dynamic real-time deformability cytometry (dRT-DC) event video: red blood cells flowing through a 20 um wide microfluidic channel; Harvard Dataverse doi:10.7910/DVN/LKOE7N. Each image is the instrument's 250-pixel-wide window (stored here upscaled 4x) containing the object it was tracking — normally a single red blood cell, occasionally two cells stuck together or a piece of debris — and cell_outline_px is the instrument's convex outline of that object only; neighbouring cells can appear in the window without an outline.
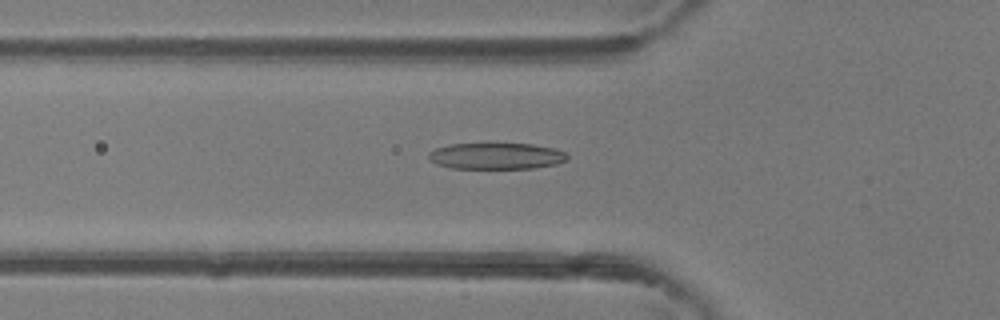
{"species": "common noctule bat (a hibernating species)", "species_latin": "Nyctalus noctula", "temperature_condition": "room temperature", "stored_images_in_passage": 35, "camera_frame_rate_fps": 3000, "um_per_image_px": 0.085, "animal": {"sex": "female"}, "frame": {"image": 1, "passage_image": 3, "time_ms": 0.667, "image_size_px": [1000, 320], "cell_outline_px": [[568, 160], [556, 164], [532, 168], [452, 168], [436, 164], [428, 156], [428, 152], [436, 148], [448, 144], [488, 140], [532, 144], [556, 148], [564, 152], [568, 156]], "centroid_in_image_um": [42.17, 13.2], "position_along_channel_um": 83.6, "area_um2": 22.43}}
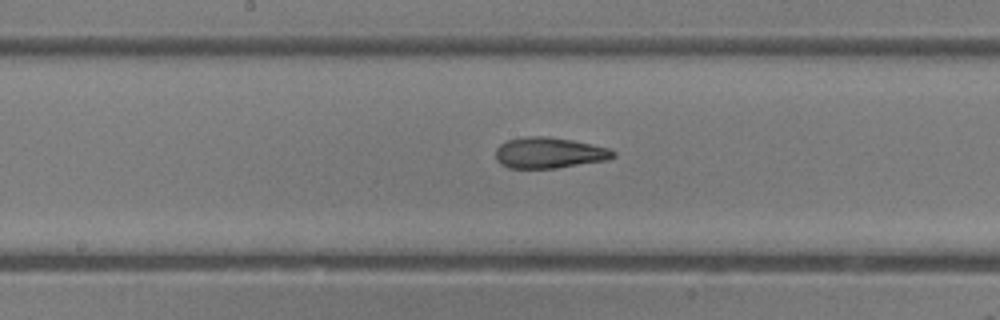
{"frame": {"image": 2, "passage_image": 11, "time_ms": 3.333, "image_size_px": [1000, 320], "cell_outline_px": [[616, 156], [608, 160], [556, 168], [508, 168], [500, 164], [496, 160], [496, 148], [500, 144], [508, 140], [524, 136], [548, 136], [572, 140], [608, 148], [616, 152]], "centroid_in_image_um": [46.67, 12.99], "position_along_channel_um": 201.5, "area_um2": 21.27}}
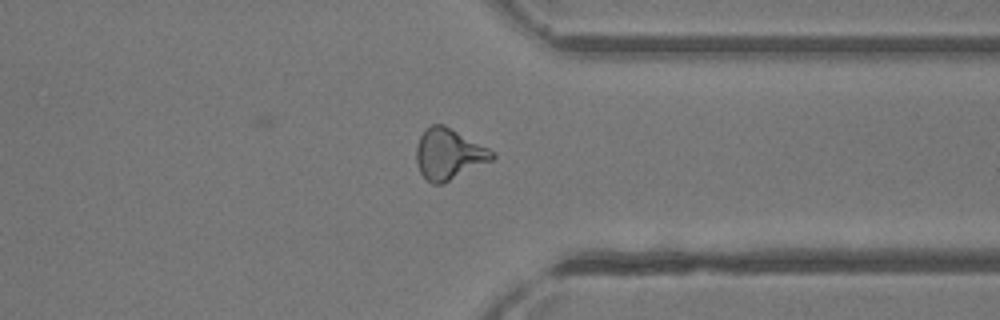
{"frame": {"image": 3, "passage_image": 23, "time_ms": 7.333, "image_size_px": [1000, 320], "cell_outline_px": [[496, 156], [492, 160], [444, 184], [432, 184], [420, 172], [416, 160], [416, 148], [420, 136], [424, 128], [432, 124], [444, 124], [496, 152]], "centroid_in_image_um": [38.15, 13.09], "position_along_channel_um": 373.3, "area_um2": 22.6}, "authors_computed_cell_mechanics": {"area_um2": 20.9236, "velocity_mm_per_s": 4.3737, "shape_relaxation_time_tau1_ms": 7.0982, "shape_relaxation_time_tau2_ms": 2.3937, "deformation_change_tau1": 0.217, "deformation_change_tau2": 0.1091}}